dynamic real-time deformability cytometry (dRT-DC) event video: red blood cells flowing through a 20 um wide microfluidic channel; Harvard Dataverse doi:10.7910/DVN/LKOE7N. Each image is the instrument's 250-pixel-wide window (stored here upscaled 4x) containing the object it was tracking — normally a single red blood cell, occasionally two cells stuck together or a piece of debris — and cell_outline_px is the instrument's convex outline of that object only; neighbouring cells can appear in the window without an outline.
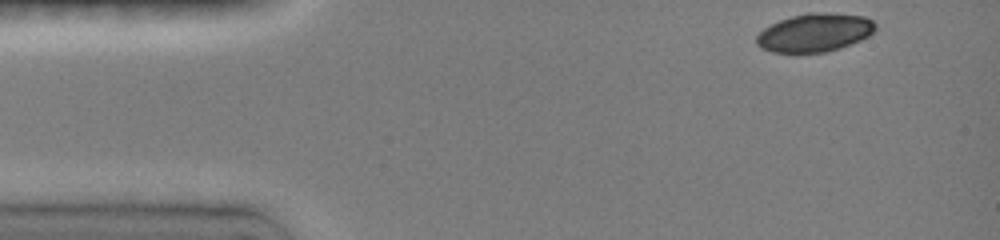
{"species": "common noctule bat (a hibernating species)", "species_latin": "Nyctalus noctula", "temperature_condition": "room temperature", "stored_images_in_passage": 40, "camera_frame_rate_fps": 3000, "um_per_image_px": 0.085, "animal": {"sex": "female", "body_mass_g": 19.0, "forearm_length_mm": 51.5}, "frame": {"image": 1, "passage_image": 1, "time_ms": 0.0, "image_size_px": [1000, 240], "cell_outline_px": [[876, 28], [868, 36], [860, 40], [840, 48], [828, 52], [772, 52], [760, 48], [756, 44], [756, 36], [764, 28], [780, 20], [792, 16], [808, 12], [812, 12], [864, 16], [872, 20], [876, 24]], "centroid_in_image_um": [69.23, 2.78], "position_along_channel_um": 15.8, "area_um2": 26.36}}
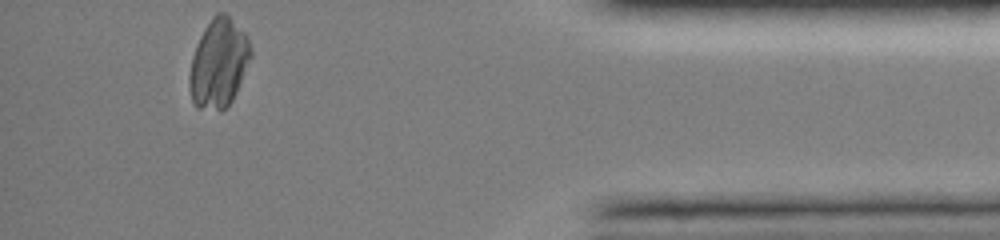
{"frame": {"image": 2, "passage_image": 40, "time_ms": 13.0, "image_size_px": [1000, 240], "cell_outline_px": [[252, 56], [236, 92], [232, 100], [220, 112], [196, 108], [192, 100], [188, 88], [188, 76], [192, 56], [196, 44], [204, 28], [212, 16], [216, 12], [224, 12], [248, 36], [252, 48]], "centroid_in_image_um": [18.57, 5.39], "position_along_channel_um": 416.6, "area_um2": 32.14}}